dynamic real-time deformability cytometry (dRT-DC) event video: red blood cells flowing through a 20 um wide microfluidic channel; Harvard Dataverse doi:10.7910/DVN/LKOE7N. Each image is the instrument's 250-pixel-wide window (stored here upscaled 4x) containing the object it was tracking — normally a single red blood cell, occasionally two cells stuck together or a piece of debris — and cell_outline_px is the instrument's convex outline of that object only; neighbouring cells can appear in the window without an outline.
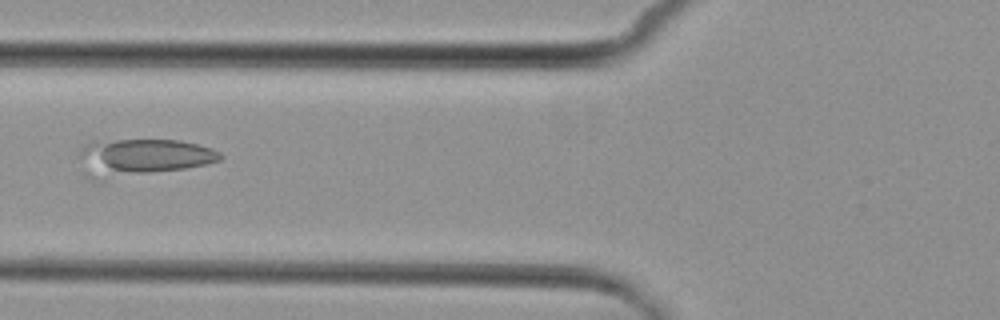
{"species": "common noctule bat (a hibernating species)", "species_latin": "Nyctalus noctula", "temperature_condition": "cold", "stored_images_in_passage": 8, "camera_frame_rate_fps": 3000, "um_per_image_px": 0.085, "animal": {"sex": "female", "body_mass_g": 29.2, "forearm_length_mm": 56.3}, "frame": {"image": 1, "passage_image": 7, "time_ms": 7.0, "image_size_px": [1000, 320], "cell_outline_px": [[224, 156], [220, 160], [208, 164], [104, 184], [88, 180], [76, 156], [80, 148], [92, 140], [180, 140], [212, 148], [220, 152]], "centroid_in_image_um": [11.94, 13.46], "position_along_channel_um": 113.9, "area_um2": 32.66}}
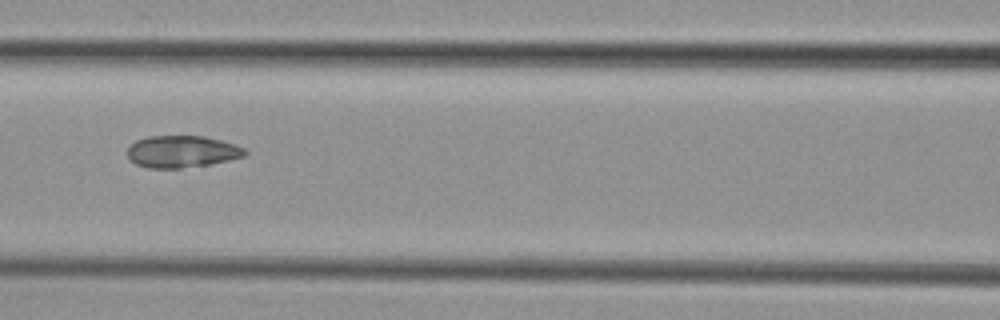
{"frame": {"image": 2, "passage_image": 8, "time_ms": 8.0, "image_size_px": [1000, 320], "cell_outline_px": [[248, 152], [244, 156], [228, 160], [208, 164], [180, 168], [148, 168], [136, 164], [128, 160], [128, 148], [136, 140], [148, 136], [204, 136], [236, 144], [244, 148]], "centroid_in_image_um": [15.45, 12.88], "position_along_channel_um": 151.2, "area_um2": 21.85}}